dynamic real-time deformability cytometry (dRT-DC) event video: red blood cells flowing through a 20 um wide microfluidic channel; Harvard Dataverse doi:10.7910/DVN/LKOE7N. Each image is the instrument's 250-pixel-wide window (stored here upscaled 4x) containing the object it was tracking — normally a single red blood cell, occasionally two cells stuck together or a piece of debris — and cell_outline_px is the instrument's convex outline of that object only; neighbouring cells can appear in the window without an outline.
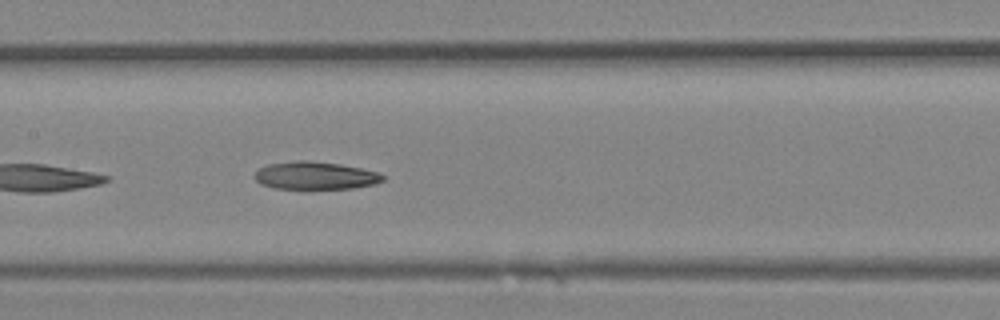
{"species": "Egyptian fruit bat (a non-hibernating species)", "species_latin": "Rousettus aegyptiacus", "temperature_condition": "room temperature", "stored_images_in_passage": 13, "camera_frame_rate_fps": 3000, "um_per_image_px": 0.085, "animal": {"sex": "female"}, "frame": {"image": 1, "passage_image": 13, "time_ms": 4.0, "image_size_px": [1000, 320], "cell_outline_px": [[384, 180], [376, 184], [352, 188], [312, 192], [308, 192], [272, 188], [260, 184], [256, 180], [256, 172], [260, 168], [268, 164], [296, 160], [304, 160], [340, 164], [380, 172], [384, 176]], "centroid_in_image_um": [26.8, 14.98], "position_along_channel_um": 180.6, "area_um2": 21.79}}